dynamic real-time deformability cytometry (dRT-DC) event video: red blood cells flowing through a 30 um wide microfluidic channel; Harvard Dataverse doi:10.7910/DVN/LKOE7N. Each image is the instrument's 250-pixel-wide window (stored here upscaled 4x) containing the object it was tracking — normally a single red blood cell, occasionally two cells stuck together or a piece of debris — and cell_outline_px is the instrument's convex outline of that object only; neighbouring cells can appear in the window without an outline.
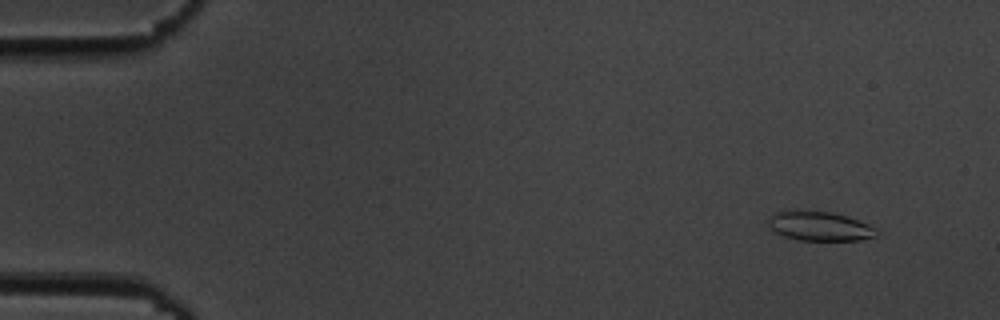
{"species": "common noctule bat (a hibernating species)", "species_latin": "Nyctalus noctula", "temperature_condition": "cold", "stored_images_in_passage": 55, "camera_frame_rate_fps": 3000, "um_per_image_px": 0.085, "animal": {"sex": "male", "body_mass_g": 19.5, "forearm_length_mm": 54.6}, "frame": {"image": 1, "passage_image": 5, "time_ms": 1.333, "image_size_px": [1000, 320], "cell_outline_px": [[880, 232], [876, 236], [860, 240], [800, 240], [784, 236], [776, 232], [764, 220], [768, 216], [784, 208], [832, 212], [848, 216], [880, 228]], "centroid_in_image_um": [69.66, 19.18], "position_along_channel_um": 15.3, "area_um2": 19.25}}
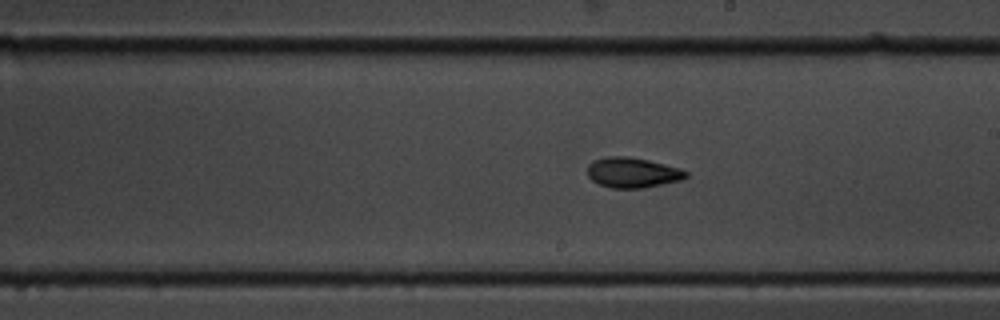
{"frame": {"image": 2, "passage_image": 32, "time_ms": 10.333, "image_size_px": [1000, 320], "cell_outline_px": [[688, 176], [680, 180], [664, 184], [644, 188], [612, 188], [596, 184], [588, 176], [588, 164], [592, 160], [608, 156], [628, 156], [648, 160], [680, 168], [688, 172]], "centroid_in_image_um": [53.74, 14.67], "position_along_channel_um": 235.3, "area_um2": 17.51}}
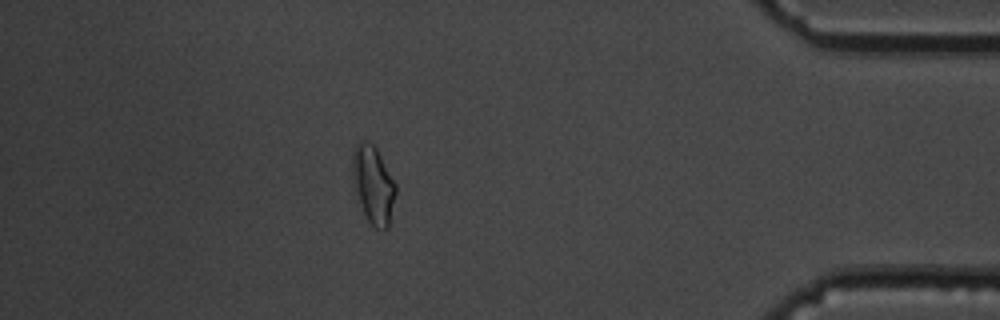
{"frame": {"image": 3, "passage_image": 49, "time_ms": 16.0, "image_size_px": [1000, 320], "cell_outline_px": [[396, 192], [388, 228], [384, 232], [376, 228], [368, 220], [360, 204], [352, 180], [352, 152], [356, 144], [360, 140], [364, 140], [372, 144], [376, 148], [396, 184]], "centroid_in_image_um": [31.72, 15.69], "position_along_channel_um": 403.5, "area_um2": 19.54}, "authors_computed_cell_mechanics": {"area_um2": 17.5712, "velocity_mm_per_s": 3.6693, "shape_relaxation_time_tau1_ms": 3.2746, "shape_relaxation_time_tau2_ms": 2.5048, "deformation_change_tau1": 0.1134, "deformation_change_tau2": 0.0807}}